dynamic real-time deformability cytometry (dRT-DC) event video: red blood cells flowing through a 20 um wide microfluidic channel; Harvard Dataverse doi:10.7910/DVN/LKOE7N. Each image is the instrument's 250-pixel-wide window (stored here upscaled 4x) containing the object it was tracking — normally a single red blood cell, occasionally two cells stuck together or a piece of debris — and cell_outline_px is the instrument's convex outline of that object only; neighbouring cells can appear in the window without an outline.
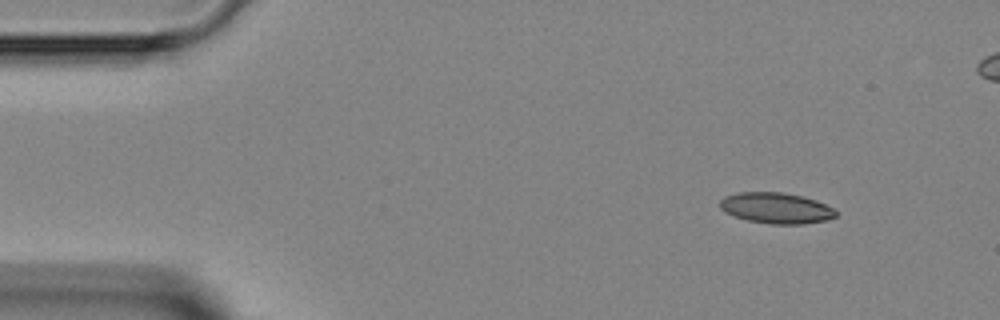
{"species": "Egyptian fruit bat (a non-hibernating species)", "species_latin": "Rousettus aegyptiacus", "temperature_condition": "room temperature", "stored_images_in_passage": 2, "camera_frame_rate_fps": 3000, "um_per_image_px": 0.085, "animal": {"sex": "female"}, "frame": {"image": 1, "passage_image": 2, "time_ms": 1.667, "image_size_px": [1000, 320], "cell_outline_px": [[836, 216], [828, 220], [804, 224], [768, 224], [748, 220], [732, 216], [724, 212], [720, 208], [720, 200], [724, 196], [736, 192], [780, 192], [800, 196], [816, 200], [832, 208], [836, 212]], "centroid_in_image_um": [65.93, 17.69], "position_along_channel_um": 19.1, "area_um2": 20.92}}